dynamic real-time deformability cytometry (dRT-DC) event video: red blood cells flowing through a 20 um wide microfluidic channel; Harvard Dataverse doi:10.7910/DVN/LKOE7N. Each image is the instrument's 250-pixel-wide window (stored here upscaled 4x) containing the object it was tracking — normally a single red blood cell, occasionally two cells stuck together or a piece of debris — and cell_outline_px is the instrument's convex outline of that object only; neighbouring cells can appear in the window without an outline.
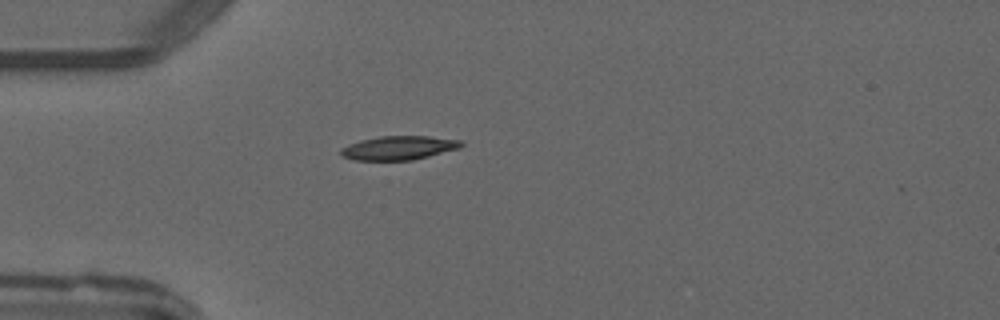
{"species": "common noctule bat (a hibernating species)", "species_latin": "Nyctalus noctula", "temperature_condition": "warm", "stored_images_in_passage": 3, "camera_frame_rate_fps": 3000, "um_per_image_px": 0.085, "animal": {"sex": "male", "forearm_length_mm": 52.5}, "frame": {"image": 1, "passage_image": 3, "time_ms": 3.333, "image_size_px": [1000, 320], "cell_outline_px": [[464, 144], [460, 148], [412, 160], [356, 160], [340, 156], [340, 148], [348, 144], [360, 140], [380, 136], [428, 136], [460, 140]], "centroid_in_image_um": [33.86, 12.57], "position_along_channel_um": 51.1, "area_um2": 16.76}}